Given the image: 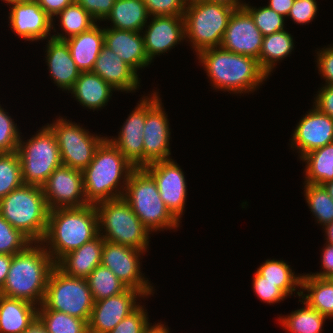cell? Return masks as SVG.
<instances>
[{"mask_svg":"<svg viewBox=\"0 0 333 333\" xmlns=\"http://www.w3.org/2000/svg\"><path fill=\"white\" fill-rule=\"evenodd\" d=\"M196 57L216 91L249 95L259 90L269 78L257 59L221 47L202 50Z\"/></svg>","mask_w":333,"mask_h":333,"instance_id":"1","label":"cell"},{"mask_svg":"<svg viewBox=\"0 0 333 333\" xmlns=\"http://www.w3.org/2000/svg\"><path fill=\"white\" fill-rule=\"evenodd\" d=\"M135 168L106 137L98 146L93 160L82 171L87 202L95 205L123 197Z\"/></svg>","mask_w":333,"mask_h":333,"instance_id":"2","label":"cell"},{"mask_svg":"<svg viewBox=\"0 0 333 333\" xmlns=\"http://www.w3.org/2000/svg\"><path fill=\"white\" fill-rule=\"evenodd\" d=\"M99 235L95 205L49 210L47 229L40 242L56 263L62 256Z\"/></svg>","mask_w":333,"mask_h":333,"instance_id":"3","label":"cell"},{"mask_svg":"<svg viewBox=\"0 0 333 333\" xmlns=\"http://www.w3.org/2000/svg\"><path fill=\"white\" fill-rule=\"evenodd\" d=\"M54 267L55 262L45 247L40 242H33L24 251L13 255L0 294L39 307L43 303L48 278Z\"/></svg>","mask_w":333,"mask_h":333,"instance_id":"4","label":"cell"},{"mask_svg":"<svg viewBox=\"0 0 333 333\" xmlns=\"http://www.w3.org/2000/svg\"><path fill=\"white\" fill-rule=\"evenodd\" d=\"M123 198L152 235L164 230L177 231L182 223L169 211L155 180L143 167L130 174Z\"/></svg>","mask_w":333,"mask_h":333,"instance_id":"5","label":"cell"},{"mask_svg":"<svg viewBox=\"0 0 333 333\" xmlns=\"http://www.w3.org/2000/svg\"><path fill=\"white\" fill-rule=\"evenodd\" d=\"M48 214L40 186L23 184L0 199V215L32 242L44 238Z\"/></svg>","mask_w":333,"mask_h":333,"instance_id":"6","label":"cell"},{"mask_svg":"<svg viewBox=\"0 0 333 333\" xmlns=\"http://www.w3.org/2000/svg\"><path fill=\"white\" fill-rule=\"evenodd\" d=\"M235 9L221 3L188 0L184 12L185 43L197 55L202 50L220 47L229 19Z\"/></svg>","mask_w":333,"mask_h":333,"instance_id":"7","label":"cell"},{"mask_svg":"<svg viewBox=\"0 0 333 333\" xmlns=\"http://www.w3.org/2000/svg\"><path fill=\"white\" fill-rule=\"evenodd\" d=\"M99 235L105 241L148 252L151 233L121 197L95 204Z\"/></svg>","mask_w":333,"mask_h":333,"instance_id":"8","label":"cell"},{"mask_svg":"<svg viewBox=\"0 0 333 333\" xmlns=\"http://www.w3.org/2000/svg\"><path fill=\"white\" fill-rule=\"evenodd\" d=\"M36 132L27 140L21 133L16 152L21 163L23 183L41 187L62 161L52 130L45 124Z\"/></svg>","mask_w":333,"mask_h":333,"instance_id":"9","label":"cell"},{"mask_svg":"<svg viewBox=\"0 0 333 333\" xmlns=\"http://www.w3.org/2000/svg\"><path fill=\"white\" fill-rule=\"evenodd\" d=\"M93 305L87 280L68 276L55 266L48 278L43 303L37 310H56L88 322Z\"/></svg>","mask_w":333,"mask_h":333,"instance_id":"10","label":"cell"},{"mask_svg":"<svg viewBox=\"0 0 333 333\" xmlns=\"http://www.w3.org/2000/svg\"><path fill=\"white\" fill-rule=\"evenodd\" d=\"M66 118L59 116L46 125L56 137L62 164L83 171L93 160L98 146L107 135L90 133L83 125Z\"/></svg>","mask_w":333,"mask_h":333,"instance_id":"11","label":"cell"},{"mask_svg":"<svg viewBox=\"0 0 333 333\" xmlns=\"http://www.w3.org/2000/svg\"><path fill=\"white\" fill-rule=\"evenodd\" d=\"M158 89L146 96V118L143 131L144 166L172 159L171 127Z\"/></svg>","mask_w":333,"mask_h":333,"instance_id":"12","label":"cell"},{"mask_svg":"<svg viewBox=\"0 0 333 333\" xmlns=\"http://www.w3.org/2000/svg\"><path fill=\"white\" fill-rule=\"evenodd\" d=\"M145 251L104 240L101 265L109 268L128 288L142 292L147 298L154 296L155 287L141 271Z\"/></svg>","mask_w":333,"mask_h":333,"instance_id":"13","label":"cell"},{"mask_svg":"<svg viewBox=\"0 0 333 333\" xmlns=\"http://www.w3.org/2000/svg\"><path fill=\"white\" fill-rule=\"evenodd\" d=\"M49 210L80 208L89 203L84 194L82 171L61 164L41 186Z\"/></svg>","mask_w":333,"mask_h":333,"instance_id":"14","label":"cell"},{"mask_svg":"<svg viewBox=\"0 0 333 333\" xmlns=\"http://www.w3.org/2000/svg\"><path fill=\"white\" fill-rule=\"evenodd\" d=\"M155 180L159 194L169 211L181 222L188 189L181 166L174 159L156 161L143 167Z\"/></svg>","mask_w":333,"mask_h":333,"instance_id":"15","label":"cell"},{"mask_svg":"<svg viewBox=\"0 0 333 333\" xmlns=\"http://www.w3.org/2000/svg\"><path fill=\"white\" fill-rule=\"evenodd\" d=\"M141 299L145 301L147 297L138 290L128 288L119 295L95 301L88 321V332L109 333L142 303Z\"/></svg>","mask_w":333,"mask_h":333,"instance_id":"16","label":"cell"},{"mask_svg":"<svg viewBox=\"0 0 333 333\" xmlns=\"http://www.w3.org/2000/svg\"><path fill=\"white\" fill-rule=\"evenodd\" d=\"M8 26L18 38L30 42L52 37V18L35 0L9 4Z\"/></svg>","mask_w":333,"mask_h":333,"instance_id":"17","label":"cell"},{"mask_svg":"<svg viewBox=\"0 0 333 333\" xmlns=\"http://www.w3.org/2000/svg\"><path fill=\"white\" fill-rule=\"evenodd\" d=\"M144 48L147 57L154 62L155 57L168 53L185 41L183 15L152 16L142 29Z\"/></svg>","mask_w":333,"mask_h":333,"instance_id":"18","label":"cell"},{"mask_svg":"<svg viewBox=\"0 0 333 333\" xmlns=\"http://www.w3.org/2000/svg\"><path fill=\"white\" fill-rule=\"evenodd\" d=\"M293 130L290 148L297 151L298 158L308 152L333 143V119L320 112L312 105L306 114L302 115Z\"/></svg>","mask_w":333,"mask_h":333,"instance_id":"19","label":"cell"},{"mask_svg":"<svg viewBox=\"0 0 333 333\" xmlns=\"http://www.w3.org/2000/svg\"><path fill=\"white\" fill-rule=\"evenodd\" d=\"M264 36L251 15L244 9H235L225 30L221 48L258 60Z\"/></svg>","mask_w":333,"mask_h":333,"instance_id":"20","label":"cell"},{"mask_svg":"<svg viewBox=\"0 0 333 333\" xmlns=\"http://www.w3.org/2000/svg\"><path fill=\"white\" fill-rule=\"evenodd\" d=\"M134 110L121 126L117 136L107 138L136 168L144 167L143 131L146 118V96L142 95ZM113 137V138H112Z\"/></svg>","mask_w":333,"mask_h":333,"instance_id":"21","label":"cell"},{"mask_svg":"<svg viewBox=\"0 0 333 333\" xmlns=\"http://www.w3.org/2000/svg\"><path fill=\"white\" fill-rule=\"evenodd\" d=\"M92 72L117 92L134 93L141 88L140 75L105 45L96 59Z\"/></svg>","mask_w":333,"mask_h":333,"instance_id":"22","label":"cell"},{"mask_svg":"<svg viewBox=\"0 0 333 333\" xmlns=\"http://www.w3.org/2000/svg\"><path fill=\"white\" fill-rule=\"evenodd\" d=\"M45 63L53 83L62 91L69 92L81 71L73 61L70 49L65 40L53 37L46 39Z\"/></svg>","mask_w":333,"mask_h":333,"instance_id":"23","label":"cell"},{"mask_svg":"<svg viewBox=\"0 0 333 333\" xmlns=\"http://www.w3.org/2000/svg\"><path fill=\"white\" fill-rule=\"evenodd\" d=\"M104 45L116 53L138 74L151 65L146 55L141 32L118 30L104 26Z\"/></svg>","mask_w":333,"mask_h":333,"instance_id":"24","label":"cell"},{"mask_svg":"<svg viewBox=\"0 0 333 333\" xmlns=\"http://www.w3.org/2000/svg\"><path fill=\"white\" fill-rule=\"evenodd\" d=\"M103 245L104 239L98 235L62 256L55 266L68 276L86 279L97 266L101 265Z\"/></svg>","mask_w":333,"mask_h":333,"instance_id":"25","label":"cell"},{"mask_svg":"<svg viewBox=\"0 0 333 333\" xmlns=\"http://www.w3.org/2000/svg\"><path fill=\"white\" fill-rule=\"evenodd\" d=\"M115 90L111 85L105 82L100 76L92 71L81 72L75 81L71 93L76 102L85 109L95 110L103 109L112 99Z\"/></svg>","mask_w":333,"mask_h":333,"instance_id":"26","label":"cell"},{"mask_svg":"<svg viewBox=\"0 0 333 333\" xmlns=\"http://www.w3.org/2000/svg\"><path fill=\"white\" fill-rule=\"evenodd\" d=\"M98 22L89 30L66 39L73 61L81 72L92 71L104 46V27Z\"/></svg>","mask_w":333,"mask_h":333,"instance_id":"27","label":"cell"},{"mask_svg":"<svg viewBox=\"0 0 333 333\" xmlns=\"http://www.w3.org/2000/svg\"><path fill=\"white\" fill-rule=\"evenodd\" d=\"M38 306L0 294V333H22L37 318Z\"/></svg>","mask_w":333,"mask_h":333,"instance_id":"28","label":"cell"},{"mask_svg":"<svg viewBox=\"0 0 333 333\" xmlns=\"http://www.w3.org/2000/svg\"><path fill=\"white\" fill-rule=\"evenodd\" d=\"M150 15L142 0H116L111 12L103 20L111 22L110 28L142 32Z\"/></svg>","mask_w":333,"mask_h":333,"instance_id":"29","label":"cell"},{"mask_svg":"<svg viewBox=\"0 0 333 333\" xmlns=\"http://www.w3.org/2000/svg\"><path fill=\"white\" fill-rule=\"evenodd\" d=\"M300 298L329 320L333 319V284L328 278L302 273Z\"/></svg>","mask_w":333,"mask_h":333,"instance_id":"30","label":"cell"},{"mask_svg":"<svg viewBox=\"0 0 333 333\" xmlns=\"http://www.w3.org/2000/svg\"><path fill=\"white\" fill-rule=\"evenodd\" d=\"M56 19L59 21V25L55 24ZM96 23L97 21L80 4L73 1L52 19V37L58 40H66L89 30ZM55 25H58V28H55ZM56 29L61 31L57 32Z\"/></svg>","mask_w":333,"mask_h":333,"instance_id":"31","label":"cell"},{"mask_svg":"<svg viewBox=\"0 0 333 333\" xmlns=\"http://www.w3.org/2000/svg\"><path fill=\"white\" fill-rule=\"evenodd\" d=\"M293 35L288 30H282L263 38L262 48L258 57L260 67L271 76L278 63L290 57L294 52Z\"/></svg>","mask_w":333,"mask_h":333,"instance_id":"32","label":"cell"},{"mask_svg":"<svg viewBox=\"0 0 333 333\" xmlns=\"http://www.w3.org/2000/svg\"><path fill=\"white\" fill-rule=\"evenodd\" d=\"M256 272L266 278V281L274 283L288 297L293 295L300 297L302 274L297 275L285 260L267 259Z\"/></svg>","mask_w":333,"mask_h":333,"instance_id":"33","label":"cell"},{"mask_svg":"<svg viewBox=\"0 0 333 333\" xmlns=\"http://www.w3.org/2000/svg\"><path fill=\"white\" fill-rule=\"evenodd\" d=\"M299 160L305 163L303 183L323 185L333 180V143L314 149Z\"/></svg>","mask_w":333,"mask_h":333,"instance_id":"34","label":"cell"},{"mask_svg":"<svg viewBox=\"0 0 333 333\" xmlns=\"http://www.w3.org/2000/svg\"><path fill=\"white\" fill-rule=\"evenodd\" d=\"M299 302L303 305L300 309L297 308L287 315H279L280 326L288 333H322L328 318L311 308L300 297Z\"/></svg>","mask_w":333,"mask_h":333,"instance_id":"35","label":"cell"},{"mask_svg":"<svg viewBox=\"0 0 333 333\" xmlns=\"http://www.w3.org/2000/svg\"><path fill=\"white\" fill-rule=\"evenodd\" d=\"M86 280L94 302L119 295L128 289L109 268L102 265L97 266Z\"/></svg>","mask_w":333,"mask_h":333,"instance_id":"36","label":"cell"},{"mask_svg":"<svg viewBox=\"0 0 333 333\" xmlns=\"http://www.w3.org/2000/svg\"><path fill=\"white\" fill-rule=\"evenodd\" d=\"M304 198L315 222L324 227L333 222V199L323 185L303 183Z\"/></svg>","mask_w":333,"mask_h":333,"instance_id":"37","label":"cell"},{"mask_svg":"<svg viewBox=\"0 0 333 333\" xmlns=\"http://www.w3.org/2000/svg\"><path fill=\"white\" fill-rule=\"evenodd\" d=\"M48 333H89L88 322L56 310H37Z\"/></svg>","mask_w":333,"mask_h":333,"instance_id":"38","label":"cell"},{"mask_svg":"<svg viewBox=\"0 0 333 333\" xmlns=\"http://www.w3.org/2000/svg\"><path fill=\"white\" fill-rule=\"evenodd\" d=\"M23 184L18 153H0V199Z\"/></svg>","mask_w":333,"mask_h":333,"instance_id":"39","label":"cell"},{"mask_svg":"<svg viewBox=\"0 0 333 333\" xmlns=\"http://www.w3.org/2000/svg\"><path fill=\"white\" fill-rule=\"evenodd\" d=\"M246 2L244 9L251 15L255 25L265 37L282 30H285L286 18L276 13L266 5L255 7Z\"/></svg>","mask_w":333,"mask_h":333,"instance_id":"40","label":"cell"},{"mask_svg":"<svg viewBox=\"0 0 333 333\" xmlns=\"http://www.w3.org/2000/svg\"><path fill=\"white\" fill-rule=\"evenodd\" d=\"M33 243L0 215V254L14 255Z\"/></svg>","mask_w":333,"mask_h":333,"instance_id":"41","label":"cell"},{"mask_svg":"<svg viewBox=\"0 0 333 333\" xmlns=\"http://www.w3.org/2000/svg\"><path fill=\"white\" fill-rule=\"evenodd\" d=\"M21 133L17 123L0 104V153L16 152Z\"/></svg>","mask_w":333,"mask_h":333,"instance_id":"42","label":"cell"},{"mask_svg":"<svg viewBox=\"0 0 333 333\" xmlns=\"http://www.w3.org/2000/svg\"><path fill=\"white\" fill-rule=\"evenodd\" d=\"M149 316L144 305L140 304L133 312L120 321L109 333H147L155 324L149 323Z\"/></svg>","mask_w":333,"mask_h":333,"instance_id":"43","label":"cell"},{"mask_svg":"<svg viewBox=\"0 0 333 333\" xmlns=\"http://www.w3.org/2000/svg\"><path fill=\"white\" fill-rule=\"evenodd\" d=\"M252 289L261 302L275 304L284 301L288 296L274 283L266 281V278L260 276L257 272L253 275Z\"/></svg>","mask_w":333,"mask_h":333,"instance_id":"44","label":"cell"},{"mask_svg":"<svg viewBox=\"0 0 333 333\" xmlns=\"http://www.w3.org/2000/svg\"><path fill=\"white\" fill-rule=\"evenodd\" d=\"M152 16L184 15L188 0H142Z\"/></svg>","mask_w":333,"mask_h":333,"instance_id":"45","label":"cell"},{"mask_svg":"<svg viewBox=\"0 0 333 333\" xmlns=\"http://www.w3.org/2000/svg\"><path fill=\"white\" fill-rule=\"evenodd\" d=\"M318 5L316 0H294L286 19L290 18L298 25L309 24L317 16Z\"/></svg>","mask_w":333,"mask_h":333,"instance_id":"46","label":"cell"},{"mask_svg":"<svg viewBox=\"0 0 333 333\" xmlns=\"http://www.w3.org/2000/svg\"><path fill=\"white\" fill-rule=\"evenodd\" d=\"M318 50V51H317ZM315 50L318 74L325 80L324 85H333V44Z\"/></svg>","mask_w":333,"mask_h":333,"instance_id":"47","label":"cell"},{"mask_svg":"<svg viewBox=\"0 0 333 333\" xmlns=\"http://www.w3.org/2000/svg\"><path fill=\"white\" fill-rule=\"evenodd\" d=\"M80 4L96 21L103 20L111 12L116 0H74Z\"/></svg>","mask_w":333,"mask_h":333,"instance_id":"48","label":"cell"},{"mask_svg":"<svg viewBox=\"0 0 333 333\" xmlns=\"http://www.w3.org/2000/svg\"><path fill=\"white\" fill-rule=\"evenodd\" d=\"M316 93L313 106L333 119V85H321Z\"/></svg>","mask_w":333,"mask_h":333,"instance_id":"49","label":"cell"},{"mask_svg":"<svg viewBox=\"0 0 333 333\" xmlns=\"http://www.w3.org/2000/svg\"><path fill=\"white\" fill-rule=\"evenodd\" d=\"M321 250V271L307 274L318 278H329L333 274V245L324 243V246Z\"/></svg>","mask_w":333,"mask_h":333,"instance_id":"50","label":"cell"},{"mask_svg":"<svg viewBox=\"0 0 333 333\" xmlns=\"http://www.w3.org/2000/svg\"><path fill=\"white\" fill-rule=\"evenodd\" d=\"M41 8L53 19L74 0H35Z\"/></svg>","mask_w":333,"mask_h":333,"instance_id":"51","label":"cell"},{"mask_svg":"<svg viewBox=\"0 0 333 333\" xmlns=\"http://www.w3.org/2000/svg\"><path fill=\"white\" fill-rule=\"evenodd\" d=\"M268 7L273 9L276 13L287 18L294 0H268Z\"/></svg>","mask_w":333,"mask_h":333,"instance_id":"52","label":"cell"},{"mask_svg":"<svg viewBox=\"0 0 333 333\" xmlns=\"http://www.w3.org/2000/svg\"><path fill=\"white\" fill-rule=\"evenodd\" d=\"M13 255L0 254V289L5 284Z\"/></svg>","mask_w":333,"mask_h":333,"instance_id":"53","label":"cell"},{"mask_svg":"<svg viewBox=\"0 0 333 333\" xmlns=\"http://www.w3.org/2000/svg\"><path fill=\"white\" fill-rule=\"evenodd\" d=\"M209 3H221L232 7L233 9H241L245 5V0H203Z\"/></svg>","mask_w":333,"mask_h":333,"instance_id":"54","label":"cell"},{"mask_svg":"<svg viewBox=\"0 0 333 333\" xmlns=\"http://www.w3.org/2000/svg\"><path fill=\"white\" fill-rule=\"evenodd\" d=\"M22 333H48L41 321L36 318L31 325Z\"/></svg>","mask_w":333,"mask_h":333,"instance_id":"55","label":"cell"},{"mask_svg":"<svg viewBox=\"0 0 333 333\" xmlns=\"http://www.w3.org/2000/svg\"><path fill=\"white\" fill-rule=\"evenodd\" d=\"M166 323L162 322L160 320V322H156L152 327L151 329H149V331L147 333H171L169 330V327L168 325H165Z\"/></svg>","mask_w":333,"mask_h":333,"instance_id":"56","label":"cell"},{"mask_svg":"<svg viewBox=\"0 0 333 333\" xmlns=\"http://www.w3.org/2000/svg\"><path fill=\"white\" fill-rule=\"evenodd\" d=\"M322 228L324 229L325 243L333 245V222L326 224Z\"/></svg>","mask_w":333,"mask_h":333,"instance_id":"57","label":"cell"},{"mask_svg":"<svg viewBox=\"0 0 333 333\" xmlns=\"http://www.w3.org/2000/svg\"><path fill=\"white\" fill-rule=\"evenodd\" d=\"M324 188L326 189L327 193L333 199V180L323 184Z\"/></svg>","mask_w":333,"mask_h":333,"instance_id":"58","label":"cell"},{"mask_svg":"<svg viewBox=\"0 0 333 333\" xmlns=\"http://www.w3.org/2000/svg\"><path fill=\"white\" fill-rule=\"evenodd\" d=\"M4 1L6 5L8 6L9 4L20 2V1H28V0H1V2Z\"/></svg>","mask_w":333,"mask_h":333,"instance_id":"59","label":"cell"},{"mask_svg":"<svg viewBox=\"0 0 333 333\" xmlns=\"http://www.w3.org/2000/svg\"><path fill=\"white\" fill-rule=\"evenodd\" d=\"M333 284V274L328 278Z\"/></svg>","mask_w":333,"mask_h":333,"instance_id":"60","label":"cell"}]
</instances>
